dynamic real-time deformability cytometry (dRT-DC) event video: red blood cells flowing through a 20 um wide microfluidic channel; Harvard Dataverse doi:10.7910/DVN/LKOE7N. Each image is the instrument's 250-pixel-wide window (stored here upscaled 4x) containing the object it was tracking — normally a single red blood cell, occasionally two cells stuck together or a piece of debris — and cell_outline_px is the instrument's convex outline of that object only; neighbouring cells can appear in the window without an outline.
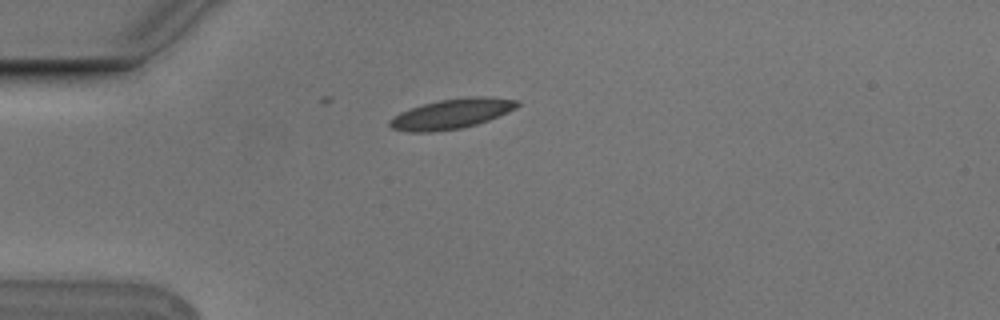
{"species": "Egyptian fruit bat (a non-hibernating species)", "species_latin": "Rousettus aegyptiacus", "temperature_condition": "cold", "stored_images_in_passage": 7, "camera_frame_rate_fps": 3000, "um_per_image_px": 0.085, "animal": {"sex": "male"}, "frame": {"image": 1, "passage_image": 2, "time_ms": 0.333, "image_size_px": [1000, 320], "cell_outline_px": [[520, 104], [516, 108], [508, 112], [488, 120], [476, 124], [460, 128], [432, 132], [408, 132], [392, 128], [388, 124], [388, 120], [392, 116], [400, 112], [424, 104], [440, 100], [468, 96], [488, 96], [520, 100]], "centroid_in_image_um": [38.39, 9.66], "position_along_channel_um": 46.6, "area_um2": 22.31}}
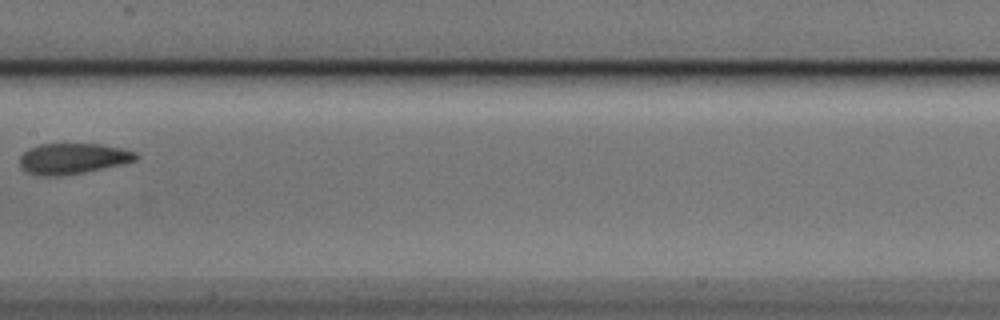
{"frame": {"image": 2, "passage_image": 6, "time_ms": 1.667, "image_size_px": [1000, 320], "cell_outline_px": [[140, 156], [136, 160], [120, 164], [84, 172], [60, 176], [44, 176], [28, 172], [20, 168], [20, 156], [28, 148], [40, 144], [100, 144], [120, 148], [136, 152]], "centroid_in_image_um": [6.16, 13.47], "position_along_channel_um": 201.2, "area_um2": 20.69}}
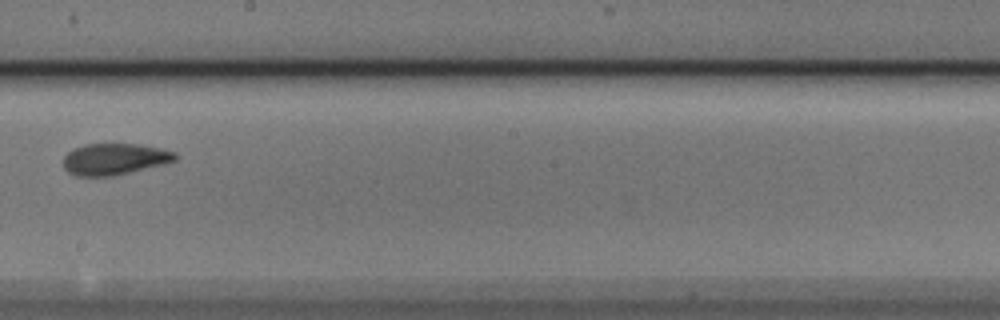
{"frame": {"image": 3, "passage_image": 7, "time_ms": 2.0, "image_size_px": [1000, 320], "cell_outline_px": [[180, 156], [176, 160], [164, 164], [112, 176], [76, 176], [68, 172], [64, 168], [64, 156], [72, 148], [84, 144], [140, 144], [160, 148], [176, 152]], "centroid_in_image_um": [9.74, 13.51], "position_along_channel_um": 238.5, "area_um2": 20.63}}